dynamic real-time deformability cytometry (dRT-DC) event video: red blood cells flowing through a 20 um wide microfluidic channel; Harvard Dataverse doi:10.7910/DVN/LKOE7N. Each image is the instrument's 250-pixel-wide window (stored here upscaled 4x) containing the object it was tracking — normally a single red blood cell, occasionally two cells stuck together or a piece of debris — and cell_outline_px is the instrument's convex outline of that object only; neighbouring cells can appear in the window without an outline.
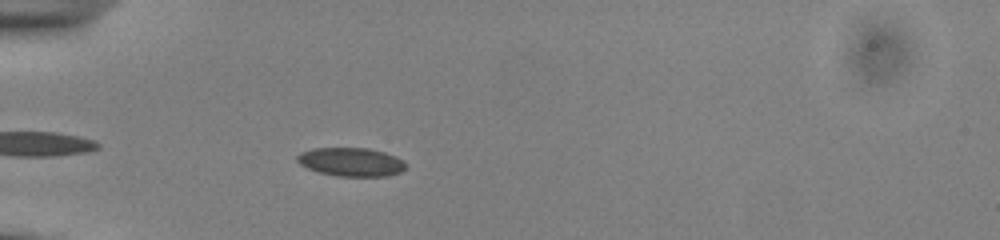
{"species": "common noctule bat (a hibernating species)", "species_latin": "Nyctalus noctula", "temperature_condition": "cold", "stored_images_in_passage": 15, "camera_frame_rate_fps": 3000, "um_per_image_px": 0.085, "animal": {"sex": "male", "body_mass_g": 13.0, "forearm_length_mm": 53.1}, "frame": {"image": 1, "passage_image": 5, "time_ms": 1.333, "image_size_px": [1000, 240], "cell_outline_px": [[408, 164], [400, 172], [388, 176], [336, 176], [320, 172], [308, 168], [300, 164], [296, 160], [296, 156], [300, 152], [312, 148], [368, 148], [384, 152], [396, 156], [404, 160]], "centroid_in_image_um": [29.85, 13.76], "position_along_channel_um": 55.1, "area_um2": 18.21}}
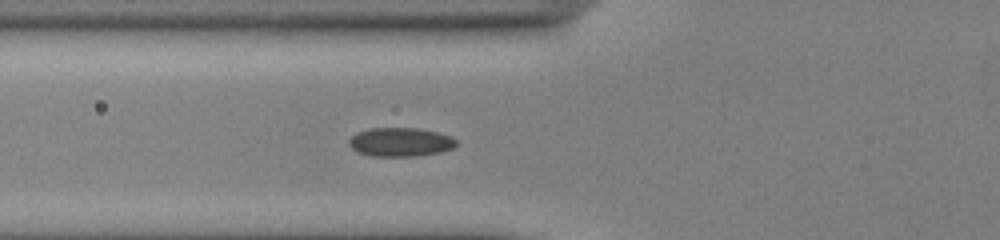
{"frame": {"image": 2, "passage_image": 9, "time_ms": 2.667, "image_size_px": [1000, 240], "cell_outline_px": [[456, 144], [452, 148], [440, 152], [416, 156], [372, 156], [356, 152], [348, 144], [348, 140], [356, 132], [368, 128], [420, 128], [452, 136], [456, 140]], "centroid_in_image_um": [34.0, 12.07], "position_along_channel_um": 91.8, "area_um2": 18.15}}
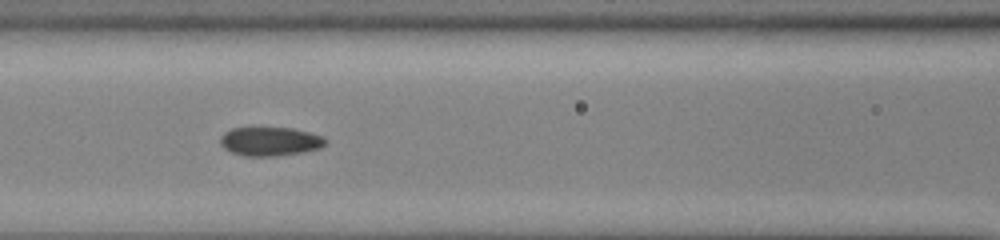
{"frame": {"image": 3, "passage_image": 13, "time_ms": 4.0, "image_size_px": [1000, 240], "cell_outline_px": [[328, 140], [320, 148], [304, 152], [276, 156], [244, 156], [232, 152], [224, 148], [220, 144], [220, 136], [224, 132], [232, 128], [292, 128], [324, 136]], "centroid_in_image_um": [22.96, 12.02], "position_along_channel_um": 143.6, "area_um2": 17.74}}